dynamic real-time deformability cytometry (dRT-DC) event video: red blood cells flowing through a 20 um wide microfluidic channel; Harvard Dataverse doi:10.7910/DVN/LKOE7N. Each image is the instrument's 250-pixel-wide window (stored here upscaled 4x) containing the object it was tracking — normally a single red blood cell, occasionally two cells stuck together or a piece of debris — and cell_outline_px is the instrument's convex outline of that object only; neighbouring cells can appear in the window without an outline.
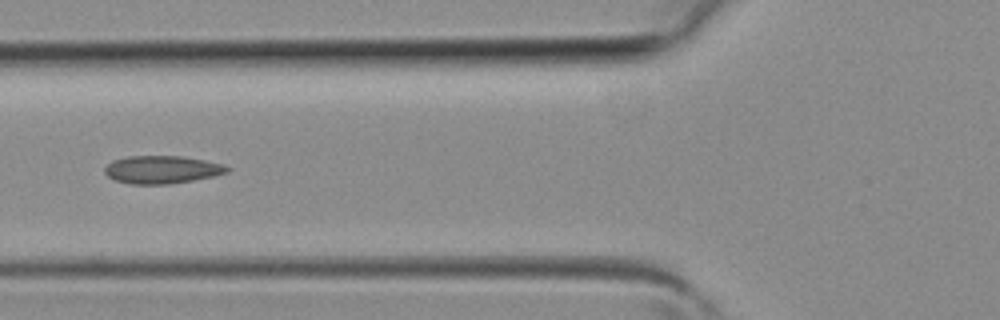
{"species": "common noctule bat (a hibernating species)", "species_latin": "Nyctalus noctula", "temperature_condition": "room temperature", "stored_images_in_passage": 5, "camera_frame_rate_fps": 3000, "um_per_image_px": 0.085, "animal": {"sex": "female", "body_mass_g": 19.3, "forearm_length_mm": 54.1}, "frame": {"image": 1, "passage_image": 5, "time_ms": 1.333, "image_size_px": [1000, 320], "cell_outline_px": [[232, 168], [228, 172], [212, 176], [192, 180], [168, 184], [132, 184], [112, 180], [104, 172], [104, 168], [112, 160], [128, 156], [180, 156], [204, 160], [224, 164]], "centroid_in_image_um": [13.74, 14.41], "position_along_channel_um": 112.1, "area_um2": 19.88}}